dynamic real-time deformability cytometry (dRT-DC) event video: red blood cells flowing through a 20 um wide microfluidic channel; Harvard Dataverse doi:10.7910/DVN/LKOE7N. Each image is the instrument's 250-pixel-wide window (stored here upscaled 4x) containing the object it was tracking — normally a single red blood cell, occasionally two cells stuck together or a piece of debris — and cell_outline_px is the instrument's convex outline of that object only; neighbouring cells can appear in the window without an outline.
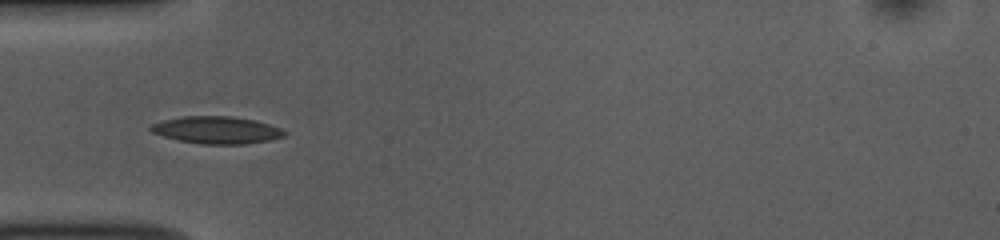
{"species": "common noctule bat (a hibernating species)", "species_latin": "Nyctalus noctula", "temperature_condition": "room temperature", "stored_images_in_passage": 39, "camera_frame_rate_fps": 3000, "um_per_image_px": 0.085, "animal": {"sex": "female", "body_mass_g": 10.0, "forearm_length_mm": 53.1}, "frame": {"image": 1, "passage_image": 3, "time_ms": 0.667, "image_size_px": [1000, 240], "cell_outline_px": [[288, 132], [284, 136], [272, 140], [244, 144], [204, 144], [180, 140], [164, 136], [152, 132], [148, 128], [152, 124], [164, 120], [184, 116], [232, 116], [256, 120], [280, 128]], "centroid_in_image_um": [18.46, 11.05], "position_along_channel_um": 66.5, "area_um2": 21.15}}
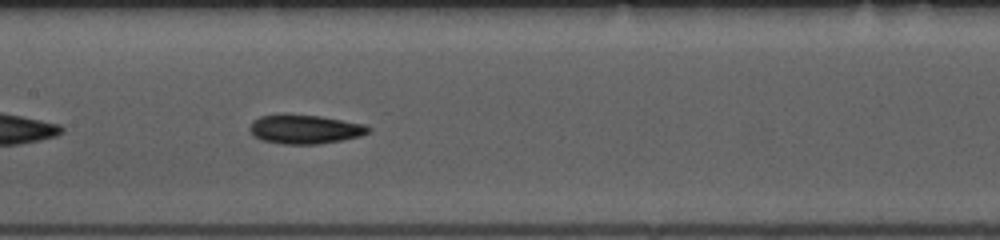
{"frame": {"image": 2, "passage_image": 12, "time_ms": 3.667, "image_size_px": [1000, 240], "cell_outline_px": [[372, 128], [368, 132], [360, 136], [320, 144], [284, 144], [260, 140], [252, 136], [248, 128], [252, 120], [260, 116], [284, 112], [320, 116], [364, 124]], "centroid_in_image_um": [25.83, 10.96], "position_along_channel_um": 181.6, "area_um2": 20.58}}
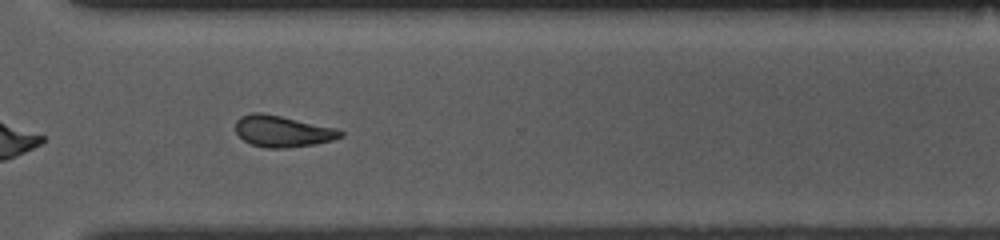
{"frame": {"image": 3, "passage_image": 25, "time_ms": 8.0, "image_size_px": [1000, 240], "cell_outline_px": [[344, 136], [332, 140], [312, 144], [284, 148], [268, 148], [252, 144], [244, 140], [236, 132], [236, 120], [240, 116], [252, 112], [264, 112], [336, 128], [344, 132]], "centroid_in_image_um": [24.0, 11.14], "position_along_channel_um": 346.6, "area_um2": 19.13}, "authors_computed_cell_mechanics": {"area_um2": 19.5364, "velocity_mm_per_s": 3.8203, "shape_relaxation_time_tau1_ms": 3.3773, "shape_relaxation_time_tau2_ms": 4.4832, "deformation_change_tau1": 0.1206, "deformation_change_tau2": 0.1348}}